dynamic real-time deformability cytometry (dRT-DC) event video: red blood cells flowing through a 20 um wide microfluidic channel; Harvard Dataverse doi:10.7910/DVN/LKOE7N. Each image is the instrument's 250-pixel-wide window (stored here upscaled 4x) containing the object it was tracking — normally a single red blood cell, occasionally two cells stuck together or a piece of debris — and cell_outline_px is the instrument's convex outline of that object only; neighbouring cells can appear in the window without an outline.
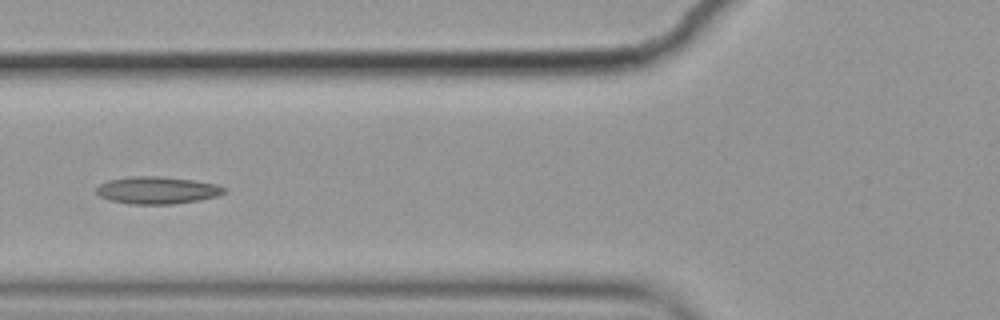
{"species": "common noctule bat (a hibernating species)", "species_latin": "Nyctalus noctula", "temperature_condition": "cold", "stored_images_in_passage": 7, "camera_frame_rate_fps": 3000, "um_per_image_px": 0.085, "animal": {"sex": "female", "body_mass_g": 19.9}, "frame": {"image": 1, "passage_image": 6, "time_ms": 1.667, "image_size_px": [1000, 320], "cell_outline_px": [[228, 192], [216, 196], [200, 200], [172, 204], [128, 204], [108, 200], [100, 196], [96, 192], [96, 188], [100, 184], [108, 180], [128, 176], [160, 176], [192, 180], [216, 184], [224, 188]], "centroid_in_image_um": [13.33, 16.17], "position_along_channel_um": 112.5, "area_um2": 20.4}}
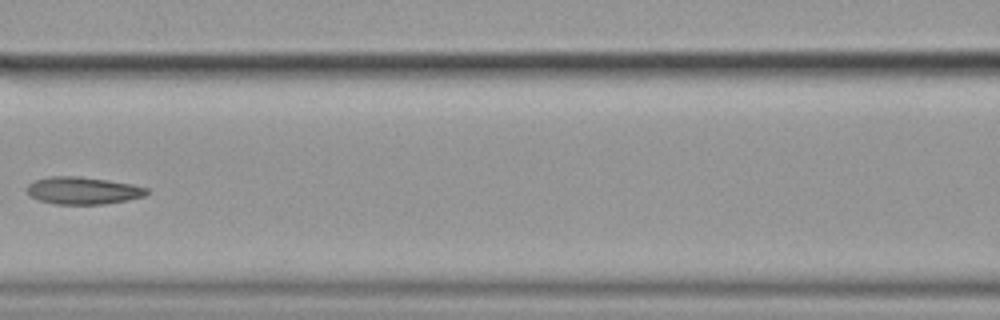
{"frame": {"image": 2, "passage_image": 7, "time_ms": 2.0, "image_size_px": [1000, 320], "cell_outline_px": [[148, 192], [144, 196], [128, 200], [104, 204], [52, 204], [40, 200], [32, 196], [28, 192], [28, 184], [36, 180], [52, 176], [76, 176], [108, 180], [132, 184], [148, 188]], "centroid_in_image_um": [7.08, 16.2], "position_along_channel_um": 159.5, "area_um2": 18.9}}